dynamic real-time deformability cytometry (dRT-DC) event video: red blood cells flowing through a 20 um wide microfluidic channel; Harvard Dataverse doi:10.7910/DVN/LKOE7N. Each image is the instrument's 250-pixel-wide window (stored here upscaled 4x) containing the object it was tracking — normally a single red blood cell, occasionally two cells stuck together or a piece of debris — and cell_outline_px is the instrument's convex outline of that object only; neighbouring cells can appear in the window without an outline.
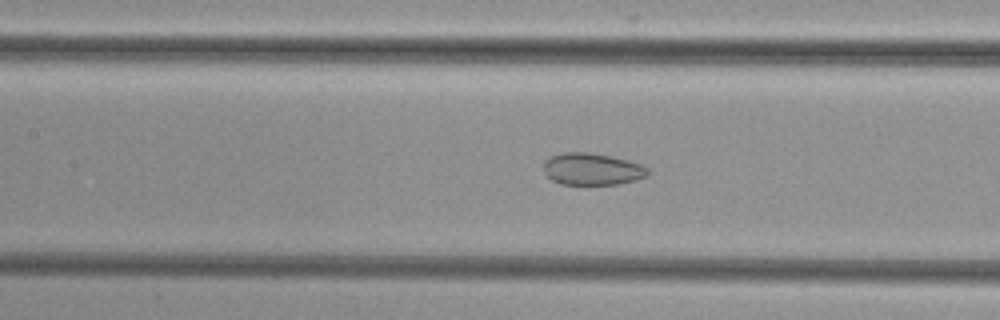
{"species": "common noctule bat (a hibernating species)", "species_latin": "Nyctalus noctula", "temperature_condition": "cold", "stored_images_in_passage": 50, "camera_frame_rate_fps": 3000, "um_per_image_px": 0.085, "animal": {"sex": "female", "body_mass_g": 29.2, "forearm_length_mm": 56.3}, "frame": {"image": 1, "passage_image": 22, "time_ms": 7.0, "image_size_px": [1000, 320], "cell_outline_px": [[648, 176], [636, 180], [620, 184], [560, 184], [544, 176], [544, 160], [552, 156], [564, 152], [588, 152], [612, 156], [628, 160], [640, 164], [648, 168]], "centroid_in_image_um": [50.32, 14.37], "position_along_channel_um": 157.1, "area_um2": 19.59}}
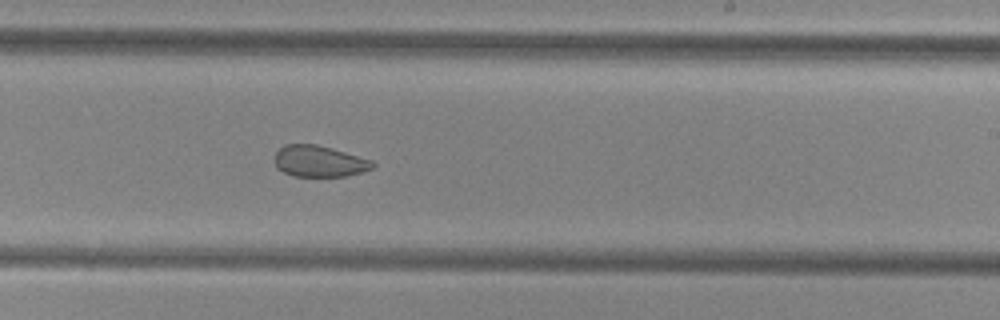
{"frame": {"image": 2, "passage_image": 30, "time_ms": 9.667, "image_size_px": [1000, 320], "cell_outline_px": [[376, 164], [372, 168], [360, 172], [344, 176], [292, 176], [276, 168], [276, 152], [284, 144], [316, 144], [332, 148], [372, 160]], "centroid_in_image_um": [27.13, 13.7], "position_along_channel_um": 261.9, "area_um2": 17.74}}
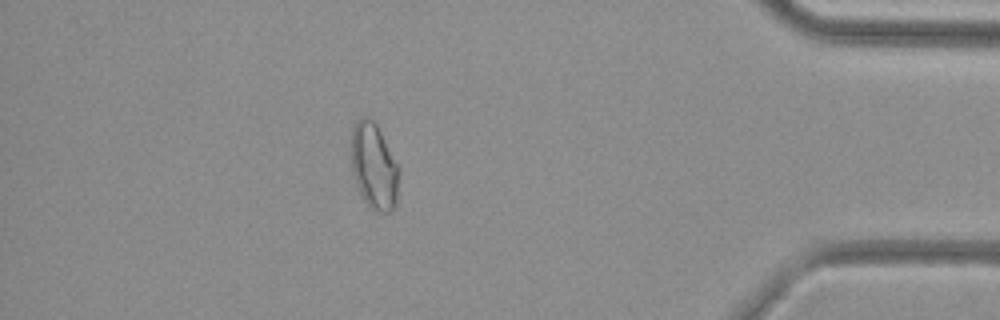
{"frame": {"image": 3, "passage_image": 44, "time_ms": 14.333, "image_size_px": [1000, 320], "cell_outline_px": [[396, 204], [392, 212], [376, 212], [368, 208], [360, 196], [352, 172], [352, 128], [356, 120], [364, 116], [368, 116], [376, 124], [396, 164]], "centroid_in_image_um": [31.73, 14.18], "position_along_channel_um": 403.5, "area_um2": 23.47}}